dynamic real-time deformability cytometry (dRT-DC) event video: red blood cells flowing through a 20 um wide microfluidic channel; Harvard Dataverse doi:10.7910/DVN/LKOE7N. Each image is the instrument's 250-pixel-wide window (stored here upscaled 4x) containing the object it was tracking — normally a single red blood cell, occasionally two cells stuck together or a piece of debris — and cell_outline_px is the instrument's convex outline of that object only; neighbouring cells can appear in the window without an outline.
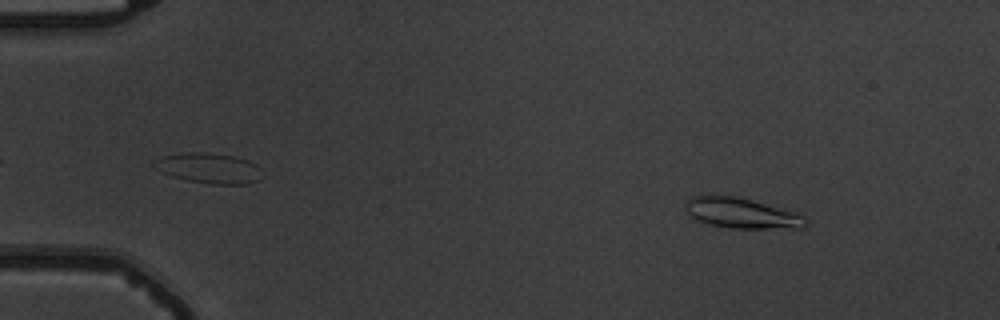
{"species": "common noctule bat (a hibernating species)", "species_latin": "Nyctalus noctula", "temperature_condition": "warm", "stored_images_in_passage": 4, "camera_frame_rate_fps": 3000, "um_per_image_px": 0.085, "animal": {"sex": "male", "body_mass_g": 19.5, "forearm_length_mm": 54.6}, "frame": {"image": 1, "passage_image": 2, "time_ms": 1.0, "image_size_px": [1000, 320], "cell_outline_px": [[808, 224], [800, 228], [732, 228], [712, 224], [696, 220], [688, 216], [688, 200], [692, 196], [704, 192], [712, 192], [736, 196], [796, 212], [804, 216], [808, 220]], "centroid_in_image_um": [63.0, 18.07], "position_along_channel_um": 22.0, "area_um2": 21.62}}